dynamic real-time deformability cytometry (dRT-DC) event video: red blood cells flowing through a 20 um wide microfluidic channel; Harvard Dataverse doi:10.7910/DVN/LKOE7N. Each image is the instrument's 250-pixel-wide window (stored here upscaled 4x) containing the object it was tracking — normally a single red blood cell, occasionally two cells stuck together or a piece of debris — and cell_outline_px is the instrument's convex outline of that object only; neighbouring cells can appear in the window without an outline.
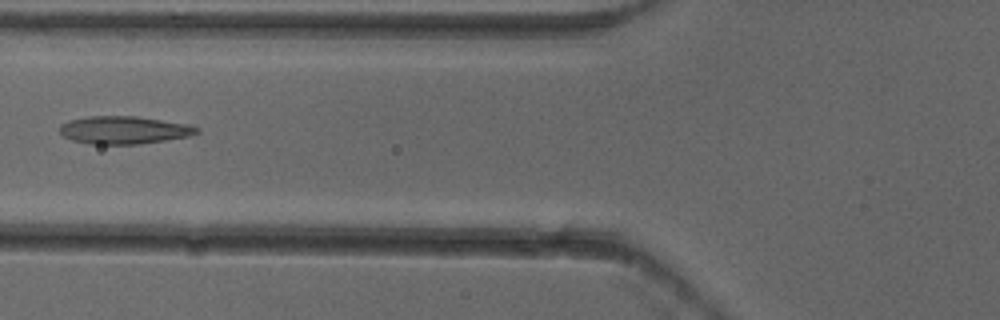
{"species": "common noctule bat (a hibernating species)", "species_latin": "Nyctalus noctula", "temperature_condition": "cold", "stored_images_in_passage": 4, "camera_frame_rate_fps": 3000, "um_per_image_px": 0.085, "animal": {"sex": "female"}, "frame": {"image": 1, "passage_image": 3, "time_ms": 0.667, "image_size_px": [1000, 320], "cell_outline_px": [[200, 132], [188, 136], [140, 144], [92, 144], [72, 140], [64, 136], [60, 132], [60, 124], [68, 120], [88, 116], [136, 116], [192, 124], [200, 128]], "centroid_in_image_um": [10.56, 11.04], "position_along_channel_um": 115.2, "area_um2": 22.31}}
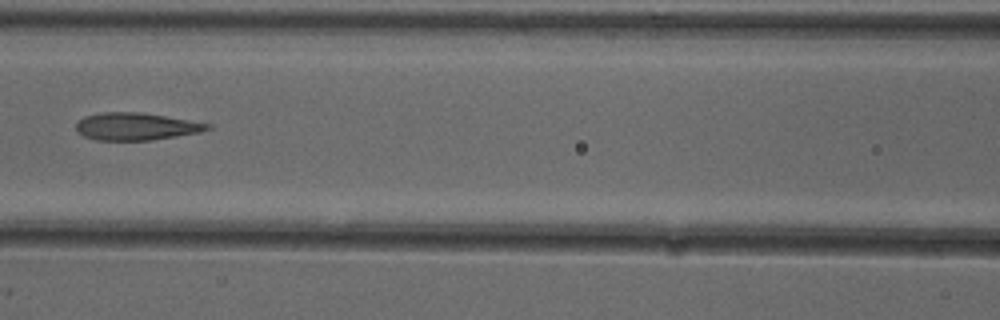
{"frame": {"image": 2, "passage_image": 4, "time_ms": 1.0, "image_size_px": [1000, 320], "cell_outline_px": [[212, 128], [200, 132], [152, 140], [96, 140], [84, 136], [76, 128], [76, 124], [84, 116], [104, 112], [140, 112], [212, 124]], "centroid_in_image_um": [11.58, 10.75], "position_along_channel_um": 155.0, "area_um2": 20.75}}